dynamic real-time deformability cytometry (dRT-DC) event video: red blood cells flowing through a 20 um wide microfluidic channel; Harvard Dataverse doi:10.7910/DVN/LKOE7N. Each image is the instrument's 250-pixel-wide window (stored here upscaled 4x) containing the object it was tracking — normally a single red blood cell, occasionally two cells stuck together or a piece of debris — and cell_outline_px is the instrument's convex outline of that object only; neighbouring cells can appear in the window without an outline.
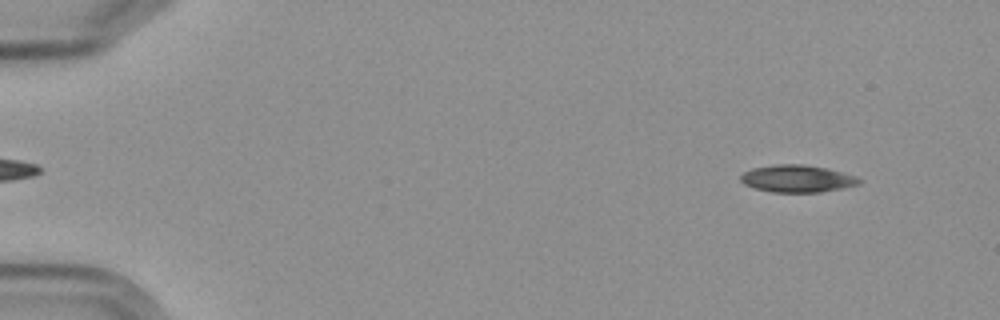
{"species": "Egyptian fruit bat (a non-hibernating species)", "species_latin": "Rousettus aegyptiacus", "temperature_condition": "cold", "stored_images_in_passage": 5, "camera_frame_rate_fps": 3000, "um_per_image_px": 0.085, "frame": {"image": 1, "passage_image": 1, "time_ms": 0.0, "image_size_px": [1000, 320], "cell_outline_px": [[860, 184], [820, 192], [772, 192], [756, 188], [744, 184], [740, 180], [740, 176], [744, 172], [752, 168], [776, 164], [804, 164], [828, 168], [856, 176], [860, 180]], "centroid_in_image_um": [67.75, 15.17], "position_along_channel_um": 17.3, "area_um2": 18.73}}
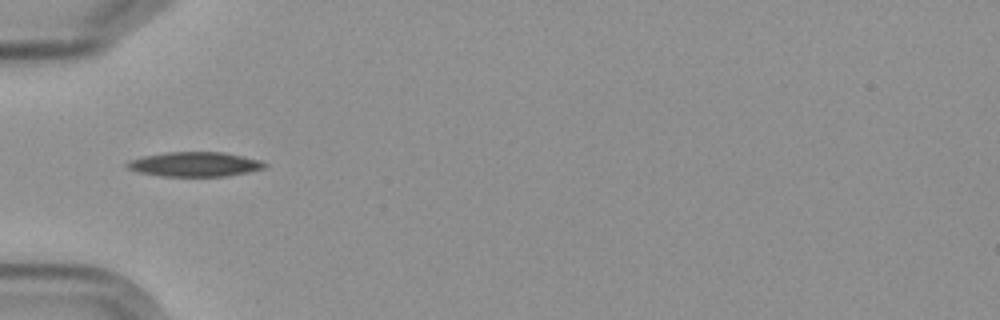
{"frame": {"image": 2, "passage_image": 5, "time_ms": 4.667, "image_size_px": [1000, 320], "cell_outline_px": [[268, 164], [264, 168], [248, 172], [228, 176], [160, 176], [140, 172], [128, 168], [124, 164], [128, 160], [144, 156], [168, 152], [224, 152], [244, 156], [260, 160]], "centroid_in_image_um": [16.57, 13.96], "position_along_channel_um": 68.4, "area_um2": 19.71}}